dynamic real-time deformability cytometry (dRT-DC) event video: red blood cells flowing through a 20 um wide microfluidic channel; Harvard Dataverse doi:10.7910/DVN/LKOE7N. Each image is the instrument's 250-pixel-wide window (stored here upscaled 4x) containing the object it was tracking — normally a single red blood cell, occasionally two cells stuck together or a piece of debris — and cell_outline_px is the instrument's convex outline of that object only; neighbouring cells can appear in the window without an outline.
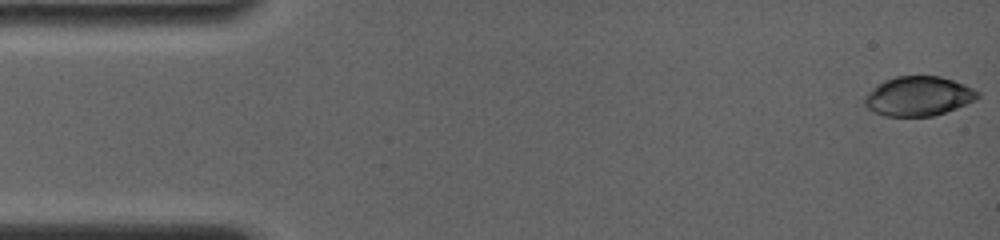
{"species": "common noctule bat (a hibernating species)", "species_latin": "Nyctalus noctula", "temperature_condition": "room temperature", "stored_images_in_passage": 5, "camera_frame_rate_fps": 4000, "um_per_image_px": 0.085, "animal": {"sex": "female", "body_mass_g": 19.0, "forearm_length_mm": 56.7}, "frame": {"image": 1, "passage_image": 1, "time_ms": 0.0, "image_size_px": [1000, 240], "cell_outline_px": [[980, 96], [976, 100], [956, 108], [932, 116], [884, 116], [872, 112], [864, 104], [864, 96], [876, 84], [884, 80], [896, 76], [940, 76], [964, 84], [980, 92]], "centroid_in_image_um": [78.04, 8.17], "position_along_channel_um": 7.0, "area_um2": 26.13}}